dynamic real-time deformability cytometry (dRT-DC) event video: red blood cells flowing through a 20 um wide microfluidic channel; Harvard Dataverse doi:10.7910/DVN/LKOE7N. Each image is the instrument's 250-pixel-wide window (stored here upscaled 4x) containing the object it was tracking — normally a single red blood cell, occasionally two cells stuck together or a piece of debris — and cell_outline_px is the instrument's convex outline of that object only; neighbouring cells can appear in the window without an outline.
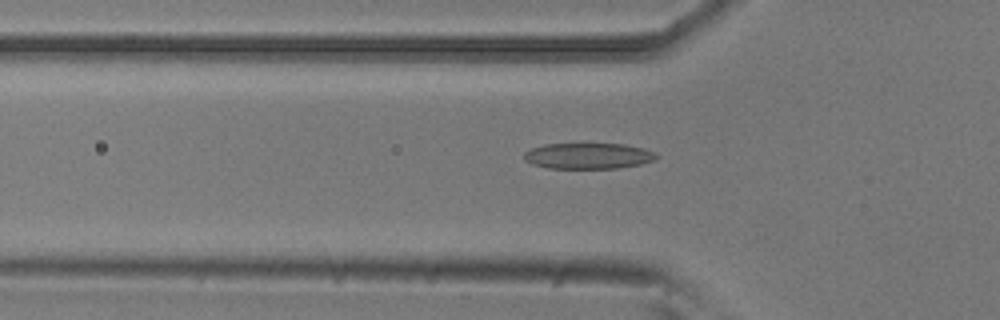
{"species": "common noctule bat (a hibernating species)", "species_latin": "Nyctalus noctula", "temperature_condition": "room temperature", "stored_images_in_passage": 46, "camera_frame_rate_fps": 3000, "um_per_image_px": 0.085, "animal": {"sex": "male", "body_mass_g": 20.5, "forearm_length_mm": 52.5}, "frame": {"image": 1, "passage_image": 11, "time_ms": 3.333, "image_size_px": [1000, 320], "cell_outline_px": [[660, 156], [656, 160], [640, 164], [616, 168], [548, 168], [532, 164], [524, 160], [524, 152], [532, 148], [544, 144], [624, 144], [644, 148], [656, 152]], "centroid_in_image_um": [50.03, 13.25], "position_along_channel_um": 75.8, "area_um2": 20.06}}
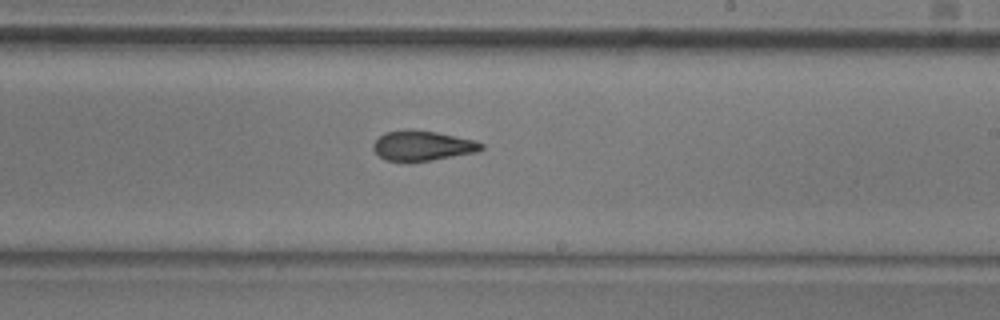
{"frame": {"image": 2, "passage_image": 25, "time_ms": 8.0, "image_size_px": [1000, 320], "cell_outline_px": [[484, 148], [476, 152], [432, 160], [408, 164], [384, 160], [372, 148], [372, 144], [384, 132], [404, 128], [408, 128], [436, 132], [476, 140], [484, 144]], "centroid_in_image_um": [35.86, 12.4], "position_along_channel_um": 253.1, "area_um2": 19.54}}
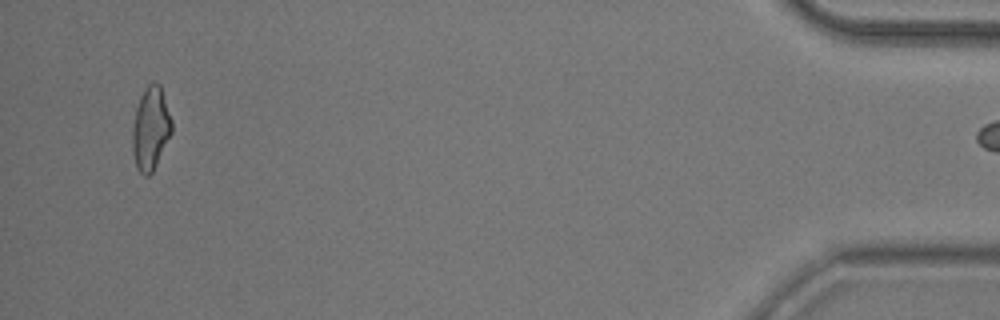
{"frame": {"image": 3, "passage_image": 45, "time_ms": 14.667, "image_size_px": [1000, 320], "cell_outline_px": [[172, 132], [152, 172], [148, 176], [144, 176], [136, 168], [132, 152], [132, 128], [136, 108], [140, 96], [144, 88], [152, 80], [160, 84], [172, 120]], "centroid_in_image_um": [12.79, 10.9], "position_along_channel_um": 422.4, "area_um2": 19.19}}